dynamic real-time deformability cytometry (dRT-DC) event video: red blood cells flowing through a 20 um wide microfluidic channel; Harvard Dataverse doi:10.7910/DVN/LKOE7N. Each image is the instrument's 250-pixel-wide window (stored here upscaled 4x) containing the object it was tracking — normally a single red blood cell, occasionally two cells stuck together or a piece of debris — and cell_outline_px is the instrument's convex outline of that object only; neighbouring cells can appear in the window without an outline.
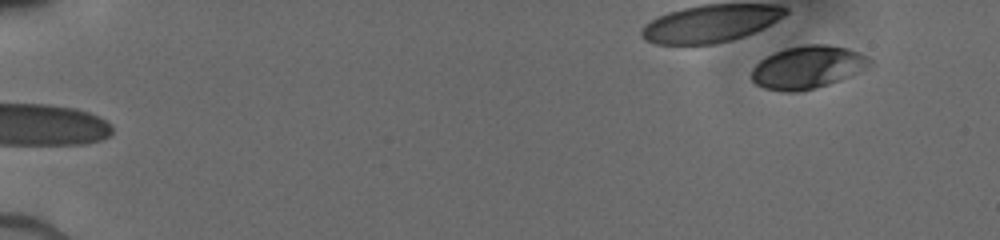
{"species": "human", "species_latin": "Homo sapiens", "temperature_condition": "cold", "stored_images_in_passage": 79, "camera_frame_rate_fps": 3000, "um_per_image_px": 0.085, "donor": {"sex": "male"}, "frame": {"image": 1, "passage_image": 1, "time_ms": 0.0, "image_size_px": [1000, 240], "cell_outline_px": [[872, 64], [840, 80], [828, 84], [796, 92], [784, 92], [764, 88], [756, 84], [752, 80], [752, 68], [760, 60], [772, 52], [784, 48], [804, 44], [828, 44], [848, 48], [868, 56], [872, 60]], "centroid_in_image_um": [68.62, 5.69], "position_along_channel_um": 16.4, "area_um2": 29.42}}
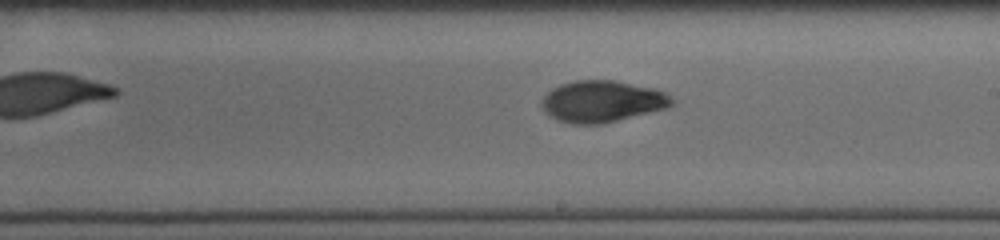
{"frame": {"image": 2, "passage_image": 55, "time_ms": 9.333, "image_size_px": [1000, 240], "cell_outline_px": [[672, 104], [668, 108], [600, 124], [572, 124], [556, 120], [544, 112], [540, 104], [540, 100], [552, 88], [560, 84], [576, 80], [612, 80], [652, 88], [664, 92], [672, 100]], "centroid_in_image_um": [51.11, 8.62], "position_along_channel_um": 237.9, "area_um2": 31.39}}
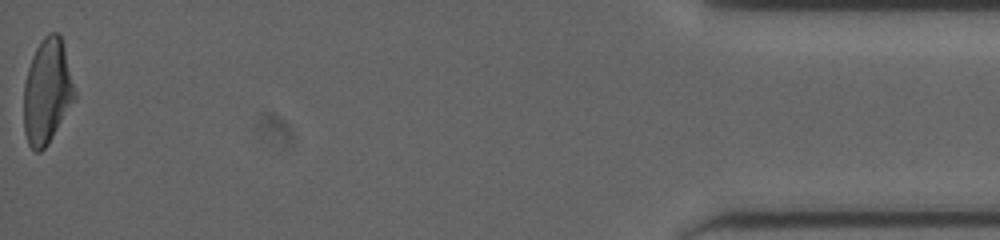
{"frame": {"image": 3, "passage_image": 79, "time_ms": 16.0, "image_size_px": [1000, 240], "cell_outline_px": [[76, 100], [48, 144], [40, 152], [36, 152], [28, 144], [24, 132], [24, 84], [28, 68], [32, 56], [40, 40], [48, 32], [60, 32], [76, 92]], "centroid_in_image_um": [4.02, 7.77], "position_along_channel_um": 431.2, "area_um2": 31.39}}